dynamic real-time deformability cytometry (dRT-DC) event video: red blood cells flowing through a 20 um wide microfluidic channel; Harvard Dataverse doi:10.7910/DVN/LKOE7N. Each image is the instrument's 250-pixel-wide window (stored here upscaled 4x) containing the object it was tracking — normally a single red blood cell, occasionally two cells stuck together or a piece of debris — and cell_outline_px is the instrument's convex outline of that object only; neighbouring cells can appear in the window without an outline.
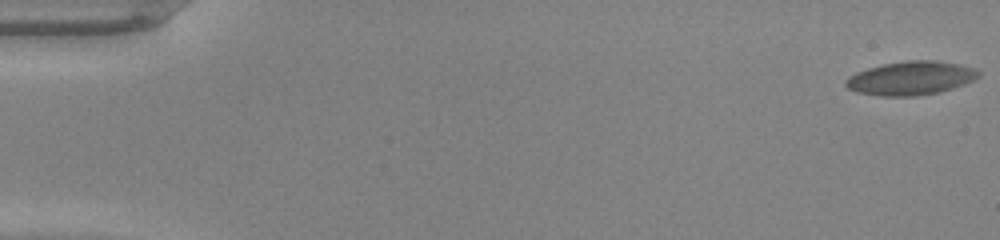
{"species": "common noctule bat (a hibernating species)", "species_latin": "Nyctalus noctula", "temperature_condition": "warm", "stored_images_in_passage": 49, "camera_frame_rate_fps": 3000, "um_per_image_px": 0.085, "animal": {"sex": "male", "body_mass_g": 20.0, "forearm_length_mm": 53.3}, "frame": {"image": 1, "passage_image": 1, "time_ms": 0.0, "image_size_px": [1000, 240], "cell_outline_px": [[980, 76], [964, 84], [952, 88], [936, 92], [916, 96], [884, 96], [856, 92], [848, 88], [844, 84], [844, 80], [856, 72], [868, 68], [884, 64], [908, 60], [936, 60], [960, 64], [972, 68], [980, 72]], "centroid_in_image_um": [77.4, 6.64], "position_along_channel_um": 7.6, "area_um2": 25.89}}
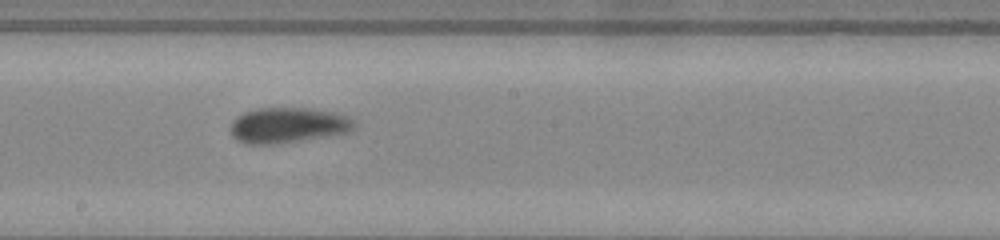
{"frame": {"image": 2, "passage_image": 28, "time_ms": 9.0, "image_size_px": [1000, 240], "cell_outline_px": [[356, 128], [352, 132], [276, 144], [248, 144], [236, 140], [232, 136], [232, 120], [236, 116], [244, 112], [256, 108], [308, 108], [336, 112], [348, 116], [356, 124]], "centroid_in_image_um": [24.51, 10.64], "position_along_channel_um": 223.7, "area_um2": 25.78}}
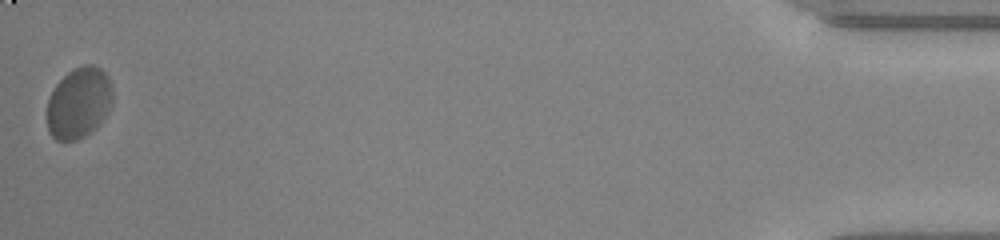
{"frame": {"image": 3, "passage_image": 49, "time_ms": 16.0, "image_size_px": [1000, 240], "cell_outline_px": [[112, 104], [108, 112], [100, 124], [96, 128], [84, 136], [76, 140], [56, 140], [48, 132], [48, 100], [56, 84], [68, 72], [84, 64], [92, 64], [100, 68], [108, 76], [112, 84]], "centroid_in_image_um": [6.73, 8.74], "position_along_channel_um": 428.5, "area_um2": 27.17}, "authors_computed_cell_mechanics": {"area_um2": 25.3164, "velocity_mm_per_s": 4.2214, "shape_relaxation_time_tau1_ms": 4.1567, "shape_relaxation_time_tau2_ms": 1.1429, "deformation_change_tau1": 0.1194, "deformation_change_tau2": 0.0601}}